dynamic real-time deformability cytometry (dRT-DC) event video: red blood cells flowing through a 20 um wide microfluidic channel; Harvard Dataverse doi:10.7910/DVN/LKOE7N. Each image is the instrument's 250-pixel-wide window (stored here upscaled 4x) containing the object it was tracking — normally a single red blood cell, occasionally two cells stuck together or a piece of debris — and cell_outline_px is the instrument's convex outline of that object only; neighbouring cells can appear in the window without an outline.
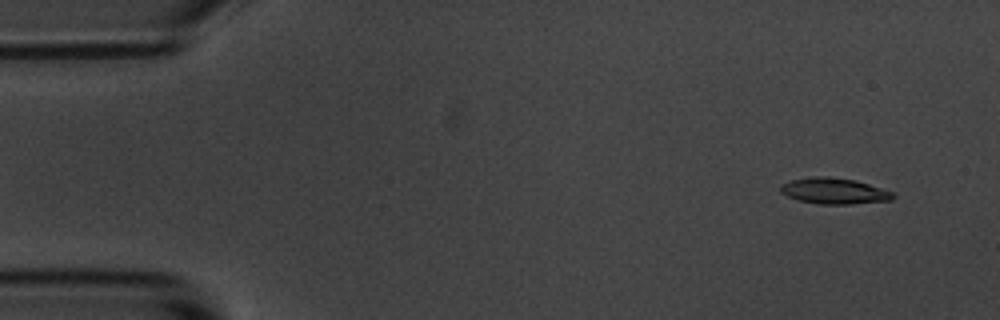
{"species": "common noctule bat (a hibernating species)", "species_latin": "Nyctalus noctula", "temperature_condition": "room temperature", "stored_images_in_passage": 4, "camera_frame_rate_fps": 3000, "um_per_image_px": 0.085, "animal": {"sex": "male", "body_mass_g": 20.1, "forearm_length_mm": 53.5}, "frame": {"image": 1, "passage_image": 1, "time_ms": 0.0, "image_size_px": [1000, 320], "cell_outline_px": [[896, 196], [892, 200], [852, 204], [820, 204], [800, 200], [788, 196], [780, 192], [780, 184], [792, 180], [812, 176], [828, 176], [856, 180], [896, 192]], "centroid_in_image_um": [70.96, 16.22], "position_along_channel_um": 14.0, "area_um2": 17.22}}
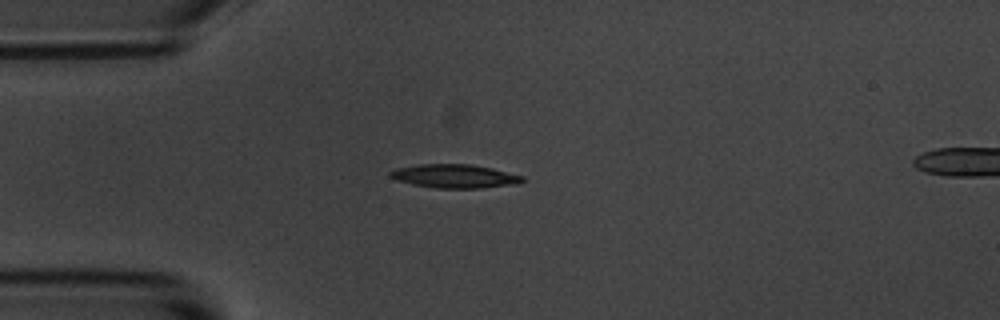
{"frame": {"image": 2, "passage_image": 4, "time_ms": 3.333, "image_size_px": [1000, 320], "cell_outline_px": [[524, 180], [520, 184], [480, 188], [436, 188], [412, 184], [396, 180], [388, 176], [388, 172], [396, 168], [420, 164], [468, 164], [492, 168], [524, 176]], "centroid_in_image_um": [38.64, 14.97], "position_along_channel_um": 46.4, "area_um2": 18.32}}